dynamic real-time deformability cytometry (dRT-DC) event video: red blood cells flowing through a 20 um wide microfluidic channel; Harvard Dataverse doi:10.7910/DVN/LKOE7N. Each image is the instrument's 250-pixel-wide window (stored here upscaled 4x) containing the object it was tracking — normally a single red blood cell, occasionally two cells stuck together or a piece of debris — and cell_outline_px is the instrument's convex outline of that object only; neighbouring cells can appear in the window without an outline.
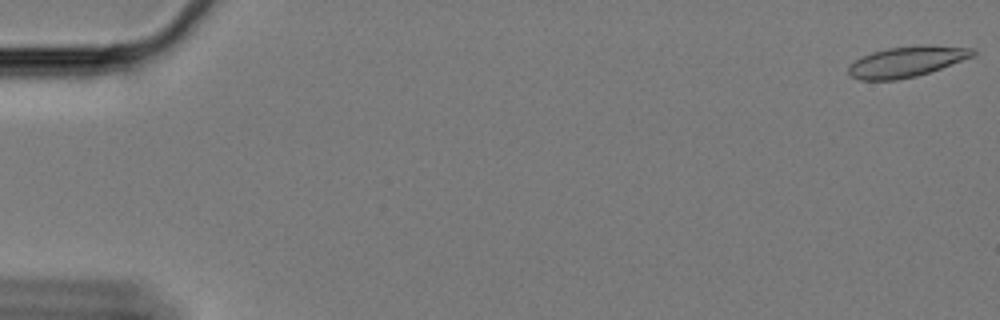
{"species": "Egyptian fruit bat (a non-hibernating species)", "species_latin": "Rousettus aegyptiacus", "temperature_condition": "cold", "stored_images_in_passage": 61, "camera_frame_rate_fps": 3000, "um_per_image_px": 0.085, "animal": {"sex": "female"}, "frame": {"image": 1, "passage_image": 1, "time_ms": 0.0, "image_size_px": [1000, 320], "cell_outline_px": [[976, 56], [916, 76], [896, 80], [860, 80], [852, 76], [848, 72], [848, 68], [860, 56], [872, 52], [888, 48], [920, 44], [928, 44], [976, 48]], "centroid_in_image_um": [77.12, 5.21], "position_along_channel_um": 7.9, "area_um2": 22.37}}
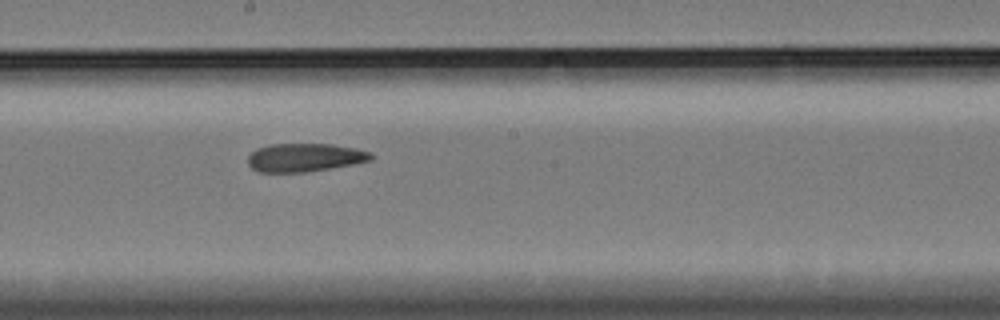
{"frame": {"image": 2, "passage_image": 34, "time_ms": 11.0, "image_size_px": [1000, 320], "cell_outline_px": [[376, 156], [372, 160], [332, 168], [304, 172], [260, 172], [252, 168], [248, 164], [248, 156], [256, 148], [272, 144], [332, 144], [356, 148], [372, 152]], "centroid_in_image_um": [25.94, 13.38], "position_along_channel_um": 222.3, "area_um2": 20.46}}
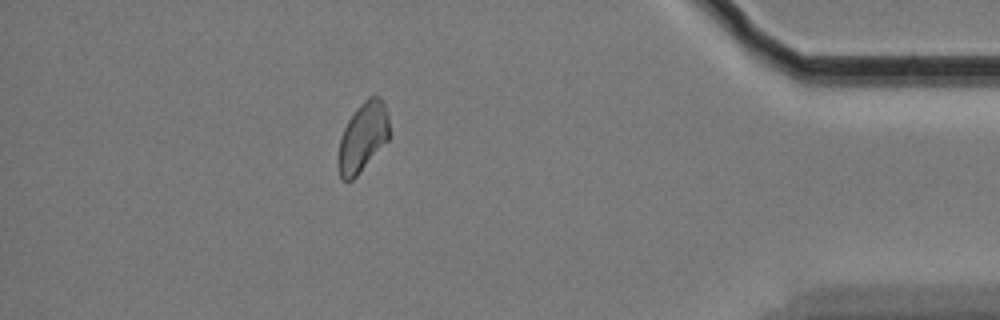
{"frame": {"image": 3, "passage_image": 54, "time_ms": 17.667, "image_size_px": [1000, 320], "cell_outline_px": [[388, 140], [356, 176], [352, 180], [340, 180], [336, 160], [336, 156], [340, 140], [344, 128], [348, 120], [356, 108], [368, 96], [380, 96], [384, 100], [388, 112]], "centroid_in_image_um": [30.81, 11.65], "position_along_channel_um": 404.4, "area_um2": 20.81}, "authors_computed_cell_mechanics": {"area_um2": 21.386, "velocity_mm_per_s": 3.3228, "shape_relaxation_time_tau1_ms": 6.9778, "shape_relaxation_time_tau2_ms": 3.595, "deformation_change_tau1": 0.1547, "deformation_change_tau2": 0.1101}}